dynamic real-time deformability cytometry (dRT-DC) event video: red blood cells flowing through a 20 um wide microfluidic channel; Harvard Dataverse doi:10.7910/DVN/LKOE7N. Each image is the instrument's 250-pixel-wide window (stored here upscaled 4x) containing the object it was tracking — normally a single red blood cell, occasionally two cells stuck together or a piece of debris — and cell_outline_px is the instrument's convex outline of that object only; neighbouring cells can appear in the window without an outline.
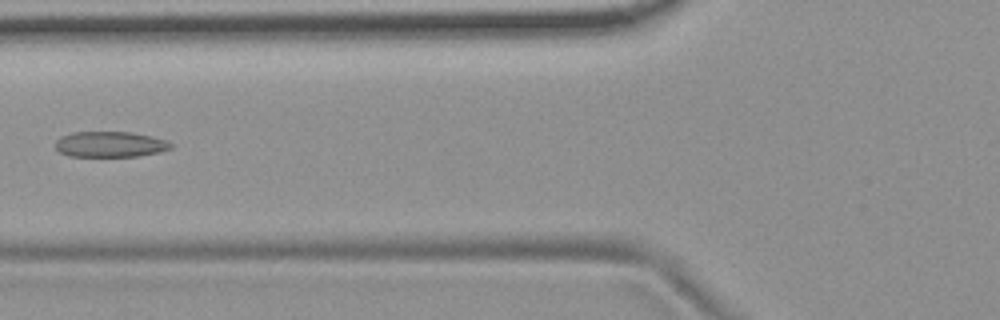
{"species": "common noctule bat (a hibernating species)", "species_latin": "Nyctalus noctula", "temperature_condition": "room temperature", "stored_images_in_passage": 4, "camera_frame_rate_fps": 3000, "um_per_image_px": 0.085, "animal": {"sex": "female", "body_mass_g": 19.9}, "frame": {"image": 1, "passage_image": 3, "time_ms": 2.333, "image_size_px": [1000, 320], "cell_outline_px": [[172, 148], [160, 152], [136, 156], [68, 156], [60, 152], [56, 148], [56, 140], [60, 136], [72, 132], [132, 132], [152, 136], [168, 140], [172, 144]], "centroid_in_image_um": [9.37, 12.26], "position_along_channel_um": 116.4, "area_um2": 17.34}}
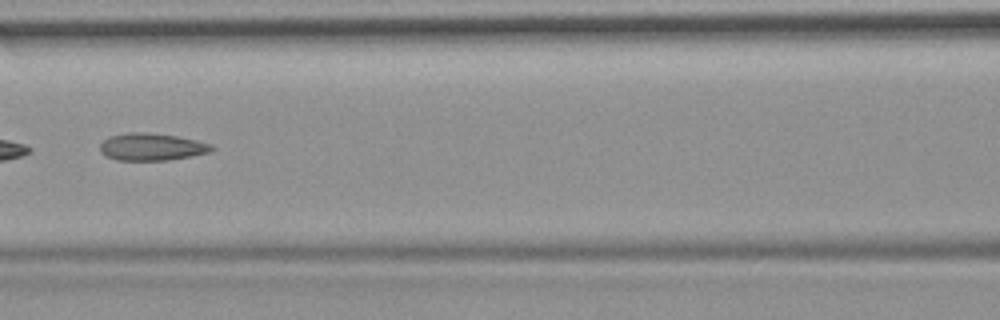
{"frame": {"image": 2, "passage_image": 4, "time_ms": 3.333, "image_size_px": [1000, 320], "cell_outline_px": [[216, 148], [212, 152], [192, 156], [168, 160], [116, 160], [104, 156], [100, 152], [100, 144], [104, 140], [112, 136], [128, 132], [148, 132], [176, 136], [196, 140], [212, 144]], "centroid_in_image_um": [12.92, 12.49], "position_along_channel_um": 153.7, "area_um2": 17.92}}